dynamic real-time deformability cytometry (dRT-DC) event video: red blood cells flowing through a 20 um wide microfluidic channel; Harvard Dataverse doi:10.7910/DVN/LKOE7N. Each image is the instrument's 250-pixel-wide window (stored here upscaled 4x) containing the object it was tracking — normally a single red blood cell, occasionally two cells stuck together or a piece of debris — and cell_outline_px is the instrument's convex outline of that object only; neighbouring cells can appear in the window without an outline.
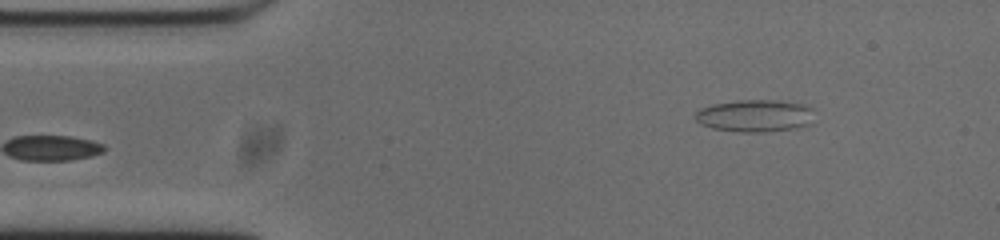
{"species": "common noctule bat (a hibernating species)", "species_latin": "Nyctalus noctula", "temperature_condition": "cold", "stored_images_in_passage": 48, "camera_frame_rate_fps": 3000, "um_per_image_px": 0.085, "animal": {"sex": "male", "body_mass_g": 20.0, "forearm_length_mm": 53.3}, "frame": {"image": 1, "passage_image": 1, "time_ms": 0.0, "image_size_px": [1000, 240], "cell_outline_px": [[812, 124], [792, 128], [764, 132], [740, 132], [712, 128], [700, 124], [696, 120], [696, 112], [700, 108], [712, 104], [740, 100], [776, 100], [804, 104], [812, 108]], "centroid_in_image_um": [64.17, 9.83], "position_along_channel_um": 20.8, "area_um2": 22.37}}
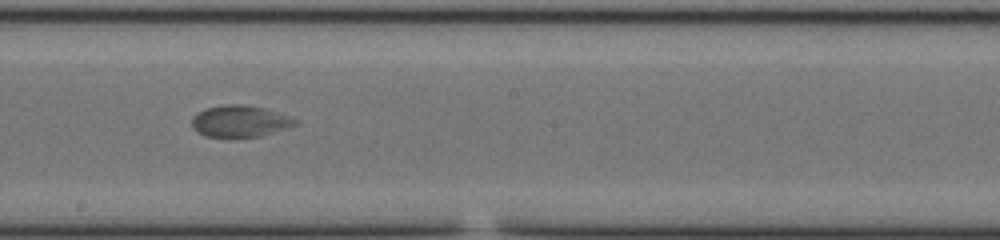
{"frame": {"image": 2, "passage_image": 23, "time_ms": 7.333, "image_size_px": [1000, 240], "cell_outline_px": [[300, 124], [260, 136], [204, 136], [196, 132], [192, 128], [192, 116], [204, 108], [224, 104], [244, 104], [264, 108], [300, 120]], "centroid_in_image_um": [20.38, 10.28], "position_along_channel_um": 227.8, "area_um2": 19.07}}
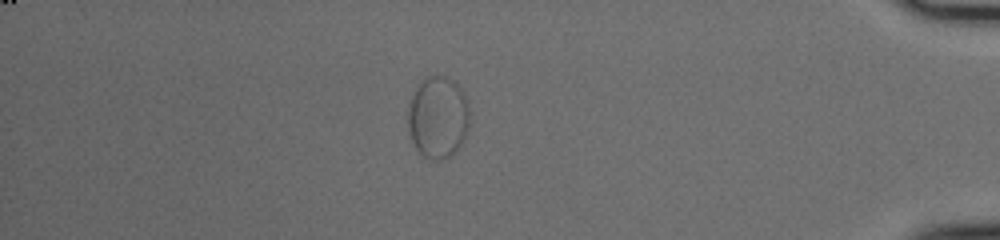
{"frame": {"image": 3, "passage_image": 41, "time_ms": 13.333, "image_size_px": [1000, 240], "cell_outline_px": [[468, 132], [464, 140], [448, 156], [440, 160], [432, 160], [424, 156], [416, 148], [408, 132], [408, 104], [416, 84], [428, 76], [444, 76], [452, 80], [460, 88], [468, 100]], "centroid_in_image_um": [37.2, 9.94], "position_along_channel_um": 398.0, "area_um2": 29.48}}